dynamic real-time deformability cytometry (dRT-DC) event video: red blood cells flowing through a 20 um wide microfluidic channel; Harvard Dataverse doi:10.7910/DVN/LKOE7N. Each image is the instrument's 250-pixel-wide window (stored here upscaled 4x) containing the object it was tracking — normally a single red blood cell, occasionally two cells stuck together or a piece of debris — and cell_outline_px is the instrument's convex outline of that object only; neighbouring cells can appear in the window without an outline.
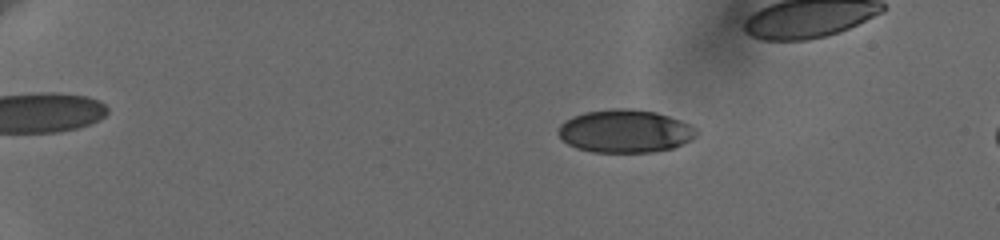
{"species": "human", "species_latin": "Homo sapiens", "temperature_condition": "cold", "stored_images_in_passage": 16, "camera_frame_rate_fps": 3000, "um_per_image_px": 0.085, "donor": {"sex": "female"}, "frame": {"image": 1, "passage_image": 8, "time_ms": 4.0, "image_size_px": [1000, 240], "cell_outline_px": [[696, 136], [672, 148], [652, 152], [592, 152], [576, 148], [568, 144], [556, 132], [560, 124], [564, 120], [572, 116], [584, 112], [612, 108], [632, 108], [656, 112], [680, 120], [696, 128]], "centroid_in_image_um": [53.07, 11.14], "position_along_channel_um": 31.9, "area_um2": 34.62}}